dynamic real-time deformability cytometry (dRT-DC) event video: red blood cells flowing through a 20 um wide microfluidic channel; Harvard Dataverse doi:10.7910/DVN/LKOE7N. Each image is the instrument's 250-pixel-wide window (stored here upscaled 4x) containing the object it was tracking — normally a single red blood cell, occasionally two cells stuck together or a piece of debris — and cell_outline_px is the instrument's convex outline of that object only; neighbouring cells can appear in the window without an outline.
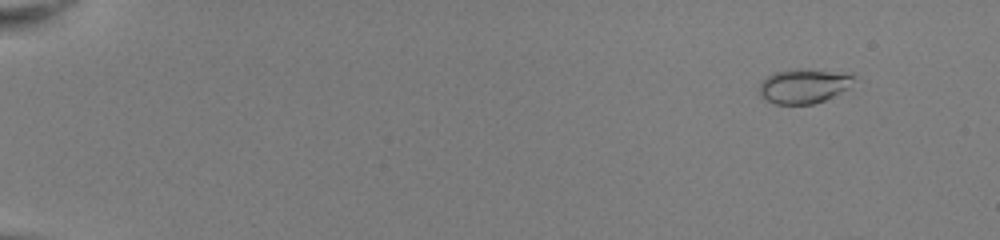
{"species": "common noctule bat (a hibernating species)", "species_latin": "Nyctalus noctula", "temperature_condition": "room temperature", "stored_images_in_passage": 13, "camera_frame_rate_fps": 3000, "um_per_image_px": 0.085, "animal": {"sex": "female", "body_mass_g": 22.0, "forearm_length_mm": 56.7}, "frame": {"image": 1, "passage_image": 1, "time_ms": 0.0, "image_size_px": [1000, 240], "cell_outline_px": [[852, 80], [848, 88], [824, 100], [812, 104], [776, 104], [764, 100], [760, 96], [760, 84], [768, 76], [776, 72], [796, 68], [800, 68], [828, 72], [852, 76]], "centroid_in_image_um": [68.21, 7.34], "position_along_channel_um": 16.8, "area_um2": 18.32}}